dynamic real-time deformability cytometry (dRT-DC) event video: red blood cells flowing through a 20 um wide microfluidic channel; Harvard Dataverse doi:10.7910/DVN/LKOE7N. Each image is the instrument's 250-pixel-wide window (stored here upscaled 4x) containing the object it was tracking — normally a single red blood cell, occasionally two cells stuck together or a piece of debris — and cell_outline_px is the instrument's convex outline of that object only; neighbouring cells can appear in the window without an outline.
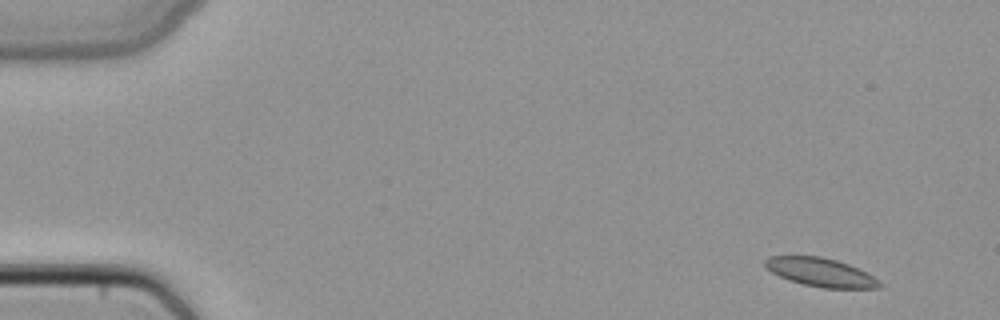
{"species": "common noctule bat (a hibernating species)", "species_latin": "Nyctalus noctula", "temperature_condition": "cold", "stored_images_in_passage": 6, "segment_of_instrument_passage": [1, 2], "camera_frame_rate_fps": 3000, "um_per_image_px": 0.085, "animal": {"sex": "female", "body_mass_g": 22.7, "forearm_length_mm": 54.2}, "frame": {"image": 1, "passage_image": 2, "time_ms": 0.333, "image_size_px": [1000, 320], "cell_outline_px": [[884, 284], [880, 288], [824, 288], [804, 284], [788, 280], [772, 272], [764, 264], [764, 260], [768, 256], [820, 256], [836, 260], [848, 264], [880, 280]], "centroid_in_image_um": [69.76, 23.15], "position_along_channel_um": 15.2, "area_um2": 18.9}}